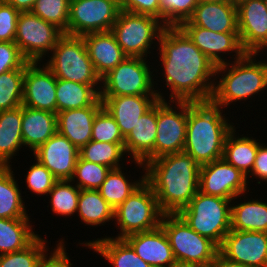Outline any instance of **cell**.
<instances>
[{
  "mask_svg": "<svg viewBox=\"0 0 267 267\" xmlns=\"http://www.w3.org/2000/svg\"><path fill=\"white\" fill-rule=\"evenodd\" d=\"M188 117V101H157V134L154 159L183 152Z\"/></svg>",
  "mask_w": 267,
  "mask_h": 267,
  "instance_id": "7c38bea8",
  "label": "cell"
},
{
  "mask_svg": "<svg viewBox=\"0 0 267 267\" xmlns=\"http://www.w3.org/2000/svg\"><path fill=\"white\" fill-rule=\"evenodd\" d=\"M105 110L115 119L125 138L158 100V96H114L100 97Z\"/></svg>",
  "mask_w": 267,
  "mask_h": 267,
  "instance_id": "603a6c76",
  "label": "cell"
},
{
  "mask_svg": "<svg viewBox=\"0 0 267 267\" xmlns=\"http://www.w3.org/2000/svg\"><path fill=\"white\" fill-rule=\"evenodd\" d=\"M47 58L44 64L57 79L101 85V78L95 71L82 36L64 33Z\"/></svg>",
  "mask_w": 267,
  "mask_h": 267,
  "instance_id": "5b68a950",
  "label": "cell"
},
{
  "mask_svg": "<svg viewBox=\"0 0 267 267\" xmlns=\"http://www.w3.org/2000/svg\"><path fill=\"white\" fill-rule=\"evenodd\" d=\"M218 249L228 260L248 267H267L266 232L231 229Z\"/></svg>",
  "mask_w": 267,
  "mask_h": 267,
  "instance_id": "2e32d148",
  "label": "cell"
},
{
  "mask_svg": "<svg viewBox=\"0 0 267 267\" xmlns=\"http://www.w3.org/2000/svg\"><path fill=\"white\" fill-rule=\"evenodd\" d=\"M199 0H159V20L166 27H179L193 14Z\"/></svg>",
  "mask_w": 267,
  "mask_h": 267,
  "instance_id": "b9f144b4",
  "label": "cell"
},
{
  "mask_svg": "<svg viewBox=\"0 0 267 267\" xmlns=\"http://www.w3.org/2000/svg\"><path fill=\"white\" fill-rule=\"evenodd\" d=\"M212 101H188L187 131L183 152L200 165L223 158L224 143L235 123ZM225 113V114H223ZM231 121V122H230Z\"/></svg>",
  "mask_w": 267,
  "mask_h": 267,
  "instance_id": "3957f363",
  "label": "cell"
},
{
  "mask_svg": "<svg viewBox=\"0 0 267 267\" xmlns=\"http://www.w3.org/2000/svg\"><path fill=\"white\" fill-rule=\"evenodd\" d=\"M76 216L85 226L101 227L114 221V208L107 203L98 190L82 189L78 198Z\"/></svg>",
  "mask_w": 267,
  "mask_h": 267,
  "instance_id": "836d02e7",
  "label": "cell"
},
{
  "mask_svg": "<svg viewBox=\"0 0 267 267\" xmlns=\"http://www.w3.org/2000/svg\"><path fill=\"white\" fill-rule=\"evenodd\" d=\"M161 226L171 245L176 262L197 267H212L218 246L194 231L179 214H164Z\"/></svg>",
  "mask_w": 267,
  "mask_h": 267,
  "instance_id": "9c48e42d",
  "label": "cell"
},
{
  "mask_svg": "<svg viewBox=\"0 0 267 267\" xmlns=\"http://www.w3.org/2000/svg\"><path fill=\"white\" fill-rule=\"evenodd\" d=\"M80 189L71 180H57L50 192L48 201L51 211L57 216L69 218L77 214Z\"/></svg>",
  "mask_w": 267,
  "mask_h": 267,
  "instance_id": "8d00e7d4",
  "label": "cell"
},
{
  "mask_svg": "<svg viewBox=\"0 0 267 267\" xmlns=\"http://www.w3.org/2000/svg\"><path fill=\"white\" fill-rule=\"evenodd\" d=\"M246 177L249 186H252L251 183L254 182V178L256 180L258 179V182H255L258 185L260 184L262 186L261 183L263 182L267 184V143L265 144L264 141L259 145L253 168Z\"/></svg>",
  "mask_w": 267,
  "mask_h": 267,
  "instance_id": "681fc988",
  "label": "cell"
},
{
  "mask_svg": "<svg viewBox=\"0 0 267 267\" xmlns=\"http://www.w3.org/2000/svg\"><path fill=\"white\" fill-rule=\"evenodd\" d=\"M82 248L93 250L101 255L110 265V267H152L143 261L133 250V248L124 240L112 238L109 236L96 237L92 240L78 242Z\"/></svg>",
  "mask_w": 267,
  "mask_h": 267,
  "instance_id": "4316f807",
  "label": "cell"
},
{
  "mask_svg": "<svg viewBox=\"0 0 267 267\" xmlns=\"http://www.w3.org/2000/svg\"><path fill=\"white\" fill-rule=\"evenodd\" d=\"M200 2H225V1H231V0H199Z\"/></svg>",
  "mask_w": 267,
  "mask_h": 267,
  "instance_id": "db71d44e",
  "label": "cell"
},
{
  "mask_svg": "<svg viewBox=\"0 0 267 267\" xmlns=\"http://www.w3.org/2000/svg\"><path fill=\"white\" fill-rule=\"evenodd\" d=\"M70 0H36L31 12L68 34Z\"/></svg>",
  "mask_w": 267,
  "mask_h": 267,
  "instance_id": "ab89813d",
  "label": "cell"
},
{
  "mask_svg": "<svg viewBox=\"0 0 267 267\" xmlns=\"http://www.w3.org/2000/svg\"><path fill=\"white\" fill-rule=\"evenodd\" d=\"M102 107V100L99 98L91 106L58 112L57 132L80 149L91 140L92 125Z\"/></svg>",
  "mask_w": 267,
  "mask_h": 267,
  "instance_id": "cb8c5ba5",
  "label": "cell"
},
{
  "mask_svg": "<svg viewBox=\"0 0 267 267\" xmlns=\"http://www.w3.org/2000/svg\"><path fill=\"white\" fill-rule=\"evenodd\" d=\"M231 203L230 199L198 191L178 214L194 231L219 247L231 230Z\"/></svg>",
  "mask_w": 267,
  "mask_h": 267,
  "instance_id": "8992f818",
  "label": "cell"
},
{
  "mask_svg": "<svg viewBox=\"0 0 267 267\" xmlns=\"http://www.w3.org/2000/svg\"><path fill=\"white\" fill-rule=\"evenodd\" d=\"M12 169V166H0V218H30L27 202L22 198L23 193Z\"/></svg>",
  "mask_w": 267,
  "mask_h": 267,
  "instance_id": "4dcf8cb0",
  "label": "cell"
},
{
  "mask_svg": "<svg viewBox=\"0 0 267 267\" xmlns=\"http://www.w3.org/2000/svg\"><path fill=\"white\" fill-rule=\"evenodd\" d=\"M240 126H237L228 133L225 143L223 158L233 165L236 169H239L246 176L251 172L259 145L261 140L252 134L240 135L236 130ZM246 135V136H244Z\"/></svg>",
  "mask_w": 267,
  "mask_h": 267,
  "instance_id": "f546056e",
  "label": "cell"
},
{
  "mask_svg": "<svg viewBox=\"0 0 267 267\" xmlns=\"http://www.w3.org/2000/svg\"><path fill=\"white\" fill-rule=\"evenodd\" d=\"M22 139L31 154L57 132V114L22 105Z\"/></svg>",
  "mask_w": 267,
  "mask_h": 267,
  "instance_id": "484cf974",
  "label": "cell"
},
{
  "mask_svg": "<svg viewBox=\"0 0 267 267\" xmlns=\"http://www.w3.org/2000/svg\"><path fill=\"white\" fill-rule=\"evenodd\" d=\"M264 3H265V6H266V8H267V0H264Z\"/></svg>",
  "mask_w": 267,
  "mask_h": 267,
  "instance_id": "9f6ffc18",
  "label": "cell"
},
{
  "mask_svg": "<svg viewBox=\"0 0 267 267\" xmlns=\"http://www.w3.org/2000/svg\"><path fill=\"white\" fill-rule=\"evenodd\" d=\"M21 127L22 105L0 111V166H12L17 153L24 150Z\"/></svg>",
  "mask_w": 267,
  "mask_h": 267,
  "instance_id": "f1b7e54d",
  "label": "cell"
},
{
  "mask_svg": "<svg viewBox=\"0 0 267 267\" xmlns=\"http://www.w3.org/2000/svg\"><path fill=\"white\" fill-rule=\"evenodd\" d=\"M91 140L103 143H124V137L119 126L104 107L95 116Z\"/></svg>",
  "mask_w": 267,
  "mask_h": 267,
  "instance_id": "7bdbcfd3",
  "label": "cell"
},
{
  "mask_svg": "<svg viewBox=\"0 0 267 267\" xmlns=\"http://www.w3.org/2000/svg\"><path fill=\"white\" fill-rule=\"evenodd\" d=\"M165 27L156 17L121 10L111 32L127 57L149 59L152 54L156 59L153 52Z\"/></svg>",
  "mask_w": 267,
  "mask_h": 267,
  "instance_id": "52a82bcc",
  "label": "cell"
},
{
  "mask_svg": "<svg viewBox=\"0 0 267 267\" xmlns=\"http://www.w3.org/2000/svg\"><path fill=\"white\" fill-rule=\"evenodd\" d=\"M158 42L156 56L159 60L154 64L155 67L156 64L157 67L161 65L158 68L160 72L157 67L154 68V80H157L154 81V87L158 98L191 102L211 101L216 65L180 27H165ZM160 81L165 83L164 89H169H166L165 93L161 92L162 88H158ZM166 92L170 95H166Z\"/></svg>",
  "mask_w": 267,
  "mask_h": 267,
  "instance_id": "6da1fadb",
  "label": "cell"
},
{
  "mask_svg": "<svg viewBox=\"0 0 267 267\" xmlns=\"http://www.w3.org/2000/svg\"><path fill=\"white\" fill-rule=\"evenodd\" d=\"M32 221L31 218H0V255L23 250L40 235Z\"/></svg>",
  "mask_w": 267,
  "mask_h": 267,
  "instance_id": "1f68e13d",
  "label": "cell"
},
{
  "mask_svg": "<svg viewBox=\"0 0 267 267\" xmlns=\"http://www.w3.org/2000/svg\"><path fill=\"white\" fill-rule=\"evenodd\" d=\"M124 240L143 261L152 267H169L176 262L161 225L150 231L128 235Z\"/></svg>",
  "mask_w": 267,
  "mask_h": 267,
  "instance_id": "44dd1931",
  "label": "cell"
},
{
  "mask_svg": "<svg viewBox=\"0 0 267 267\" xmlns=\"http://www.w3.org/2000/svg\"><path fill=\"white\" fill-rule=\"evenodd\" d=\"M63 34L31 11L20 12L14 42L28 62H43Z\"/></svg>",
  "mask_w": 267,
  "mask_h": 267,
  "instance_id": "8fae6325",
  "label": "cell"
},
{
  "mask_svg": "<svg viewBox=\"0 0 267 267\" xmlns=\"http://www.w3.org/2000/svg\"><path fill=\"white\" fill-rule=\"evenodd\" d=\"M57 242V244H56ZM65 238L62 237L59 240L55 241L56 247L47 249L38 264V267H73V262L71 263L69 253L67 252ZM49 251V252H48Z\"/></svg>",
  "mask_w": 267,
  "mask_h": 267,
  "instance_id": "7dc6e473",
  "label": "cell"
},
{
  "mask_svg": "<svg viewBox=\"0 0 267 267\" xmlns=\"http://www.w3.org/2000/svg\"><path fill=\"white\" fill-rule=\"evenodd\" d=\"M179 27L216 66L241 59L247 53L241 45L239 33L213 32L195 25Z\"/></svg>",
  "mask_w": 267,
  "mask_h": 267,
  "instance_id": "9a60e30c",
  "label": "cell"
},
{
  "mask_svg": "<svg viewBox=\"0 0 267 267\" xmlns=\"http://www.w3.org/2000/svg\"><path fill=\"white\" fill-rule=\"evenodd\" d=\"M250 189L246 175L224 158L200 167L199 191L203 194L233 200Z\"/></svg>",
  "mask_w": 267,
  "mask_h": 267,
  "instance_id": "5bb4252c",
  "label": "cell"
},
{
  "mask_svg": "<svg viewBox=\"0 0 267 267\" xmlns=\"http://www.w3.org/2000/svg\"><path fill=\"white\" fill-rule=\"evenodd\" d=\"M157 134V102L140 117L134 129L124 138V149L137 168L145 171V164L154 160V146Z\"/></svg>",
  "mask_w": 267,
  "mask_h": 267,
  "instance_id": "d6986e66",
  "label": "cell"
},
{
  "mask_svg": "<svg viewBox=\"0 0 267 267\" xmlns=\"http://www.w3.org/2000/svg\"><path fill=\"white\" fill-rule=\"evenodd\" d=\"M82 37L91 62L100 78L127 58L111 31L88 33Z\"/></svg>",
  "mask_w": 267,
  "mask_h": 267,
  "instance_id": "d4e9b609",
  "label": "cell"
},
{
  "mask_svg": "<svg viewBox=\"0 0 267 267\" xmlns=\"http://www.w3.org/2000/svg\"><path fill=\"white\" fill-rule=\"evenodd\" d=\"M120 11L119 0H70L68 34L111 31Z\"/></svg>",
  "mask_w": 267,
  "mask_h": 267,
  "instance_id": "4fadbf2b",
  "label": "cell"
},
{
  "mask_svg": "<svg viewBox=\"0 0 267 267\" xmlns=\"http://www.w3.org/2000/svg\"><path fill=\"white\" fill-rule=\"evenodd\" d=\"M41 235L23 250L0 255V267H38L43 253L50 249L49 241Z\"/></svg>",
  "mask_w": 267,
  "mask_h": 267,
  "instance_id": "f35d334b",
  "label": "cell"
},
{
  "mask_svg": "<svg viewBox=\"0 0 267 267\" xmlns=\"http://www.w3.org/2000/svg\"><path fill=\"white\" fill-rule=\"evenodd\" d=\"M7 4L12 5L20 12L31 11L36 0H4Z\"/></svg>",
  "mask_w": 267,
  "mask_h": 267,
  "instance_id": "f907efd6",
  "label": "cell"
},
{
  "mask_svg": "<svg viewBox=\"0 0 267 267\" xmlns=\"http://www.w3.org/2000/svg\"><path fill=\"white\" fill-rule=\"evenodd\" d=\"M19 14V10L4 0H0V41L11 42L15 40Z\"/></svg>",
  "mask_w": 267,
  "mask_h": 267,
  "instance_id": "bcb514c9",
  "label": "cell"
},
{
  "mask_svg": "<svg viewBox=\"0 0 267 267\" xmlns=\"http://www.w3.org/2000/svg\"><path fill=\"white\" fill-rule=\"evenodd\" d=\"M181 25H195L219 33H238L237 7L232 1L199 2Z\"/></svg>",
  "mask_w": 267,
  "mask_h": 267,
  "instance_id": "7402d4cb",
  "label": "cell"
},
{
  "mask_svg": "<svg viewBox=\"0 0 267 267\" xmlns=\"http://www.w3.org/2000/svg\"><path fill=\"white\" fill-rule=\"evenodd\" d=\"M122 169L126 170V165L125 168L122 166L111 169L106 175L102 185L97 189L100 195L114 209L122 204L145 180V174H143L145 171L141 173L138 179L134 177L133 180L131 174L128 175V173L124 172L125 170Z\"/></svg>",
  "mask_w": 267,
  "mask_h": 267,
  "instance_id": "e575fe53",
  "label": "cell"
},
{
  "mask_svg": "<svg viewBox=\"0 0 267 267\" xmlns=\"http://www.w3.org/2000/svg\"><path fill=\"white\" fill-rule=\"evenodd\" d=\"M36 160V161H35ZM25 174V184L27 185V192L40 197L48 195L57 179L53 174L34 158L33 163L29 166Z\"/></svg>",
  "mask_w": 267,
  "mask_h": 267,
  "instance_id": "ee69618b",
  "label": "cell"
},
{
  "mask_svg": "<svg viewBox=\"0 0 267 267\" xmlns=\"http://www.w3.org/2000/svg\"><path fill=\"white\" fill-rule=\"evenodd\" d=\"M164 213L150 187L144 182L114 209V226L120 230L112 238L124 239L128 235L153 230L161 225Z\"/></svg>",
  "mask_w": 267,
  "mask_h": 267,
  "instance_id": "ba28073f",
  "label": "cell"
},
{
  "mask_svg": "<svg viewBox=\"0 0 267 267\" xmlns=\"http://www.w3.org/2000/svg\"><path fill=\"white\" fill-rule=\"evenodd\" d=\"M25 68L0 74V111L22 105Z\"/></svg>",
  "mask_w": 267,
  "mask_h": 267,
  "instance_id": "74e56055",
  "label": "cell"
},
{
  "mask_svg": "<svg viewBox=\"0 0 267 267\" xmlns=\"http://www.w3.org/2000/svg\"><path fill=\"white\" fill-rule=\"evenodd\" d=\"M28 61L14 42L0 41V74L13 69L26 68Z\"/></svg>",
  "mask_w": 267,
  "mask_h": 267,
  "instance_id": "f6af8a7d",
  "label": "cell"
},
{
  "mask_svg": "<svg viewBox=\"0 0 267 267\" xmlns=\"http://www.w3.org/2000/svg\"><path fill=\"white\" fill-rule=\"evenodd\" d=\"M122 11L150 15L159 19V0H119Z\"/></svg>",
  "mask_w": 267,
  "mask_h": 267,
  "instance_id": "c3c4849f",
  "label": "cell"
},
{
  "mask_svg": "<svg viewBox=\"0 0 267 267\" xmlns=\"http://www.w3.org/2000/svg\"><path fill=\"white\" fill-rule=\"evenodd\" d=\"M236 7L243 49L247 53H267V8L264 0H242Z\"/></svg>",
  "mask_w": 267,
  "mask_h": 267,
  "instance_id": "e0dca14e",
  "label": "cell"
},
{
  "mask_svg": "<svg viewBox=\"0 0 267 267\" xmlns=\"http://www.w3.org/2000/svg\"><path fill=\"white\" fill-rule=\"evenodd\" d=\"M264 91L267 92V53H246L241 59L216 66L211 101L222 109L235 110L231 104L236 106L249 98L248 102H252L256 95L261 98L263 94L264 99Z\"/></svg>",
  "mask_w": 267,
  "mask_h": 267,
  "instance_id": "277c9868",
  "label": "cell"
},
{
  "mask_svg": "<svg viewBox=\"0 0 267 267\" xmlns=\"http://www.w3.org/2000/svg\"><path fill=\"white\" fill-rule=\"evenodd\" d=\"M169 267H197V266L192 265V264L182 263V262H175L171 264Z\"/></svg>",
  "mask_w": 267,
  "mask_h": 267,
  "instance_id": "f5cc1de1",
  "label": "cell"
},
{
  "mask_svg": "<svg viewBox=\"0 0 267 267\" xmlns=\"http://www.w3.org/2000/svg\"><path fill=\"white\" fill-rule=\"evenodd\" d=\"M233 3L238 4L242 0H231Z\"/></svg>",
  "mask_w": 267,
  "mask_h": 267,
  "instance_id": "11a10c76",
  "label": "cell"
},
{
  "mask_svg": "<svg viewBox=\"0 0 267 267\" xmlns=\"http://www.w3.org/2000/svg\"><path fill=\"white\" fill-rule=\"evenodd\" d=\"M248 193L240 194L232 200L231 229L267 232V201H264L262 197L249 199Z\"/></svg>",
  "mask_w": 267,
  "mask_h": 267,
  "instance_id": "83f0119b",
  "label": "cell"
},
{
  "mask_svg": "<svg viewBox=\"0 0 267 267\" xmlns=\"http://www.w3.org/2000/svg\"><path fill=\"white\" fill-rule=\"evenodd\" d=\"M149 60L151 58H125L101 78L100 97L157 96L154 87V63L158 59H153L154 62Z\"/></svg>",
  "mask_w": 267,
  "mask_h": 267,
  "instance_id": "30bf717a",
  "label": "cell"
},
{
  "mask_svg": "<svg viewBox=\"0 0 267 267\" xmlns=\"http://www.w3.org/2000/svg\"><path fill=\"white\" fill-rule=\"evenodd\" d=\"M30 155L44 165L57 180H70L79 157V149L56 132Z\"/></svg>",
  "mask_w": 267,
  "mask_h": 267,
  "instance_id": "ffe728a7",
  "label": "cell"
},
{
  "mask_svg": "<svg viewBox=\"0 0 267 267\" xmlns=\"http://www.w3.org/2000/svg\"><path fill=\"white\" fill-rule=\"evenodd\" d=\"M57 78L44 62H28L24 73L22 105L57 114Z\"/></svg>",
  "mask_w": 267,
  "mask_h": 267,
  "instance_id": "ac0fdd59",
  "label": "cell"
},
{
  "mask_svg": "<svg viewBox=\"0 0 267 267\" xmlns=\"http://www.w3.org/2000/svg\"><path fill=\"white\" fill-rule=\"evenodd\" d=\"M101 85H86L69 80L57 79V113L93 105L100 98Z\"/></svg>",
  "mask_w": 267,
  "mask_h": 267,
  "instance_id": "d6a6232c",
  "label": "cell"
},
{
  "mask_svg": "<svg viewBox=\"0 0 267 267\" xmlns=\"http://www.w3.org/2000/svg\"><path fill=\"white\" fill-rule=\"evenodd\" d=\"M126 155L124 143H103L90 140L79 149V157L81 159L105 165L110 169L124 166L125 160L126 163H130V161H127L126 157L128 156Z\"/></svg>",
  "mask_w": 267,
  "mask_h": 267,
  "instance_id": "d590c367",
  "label": "cell"
},
{
  "mask_svg": "<svg viewBox=\"0 0 267 267\" xmlns=\"http://www.w3.org/2000/svg\"><path fill=\"white\" fill-rule=\"evenodd\" d=\"M144 166L145 181L164 214H178L199 191L201 165L185 152L156 158Z\"/></svg>",
  "mask_w": 267,
  "mask_h": 267,
  "instance_id": "7a4b0ae2",
  "label": "cell"
},
{
  "mask_svg": "<svg viewBox=\"0 0 267 267\" xmlns=\"http://www.w3.org/2000/svg\"><path fill=\"white\" fill-rule=\"evenodd\" d=\"M111 169L105 165L89 162L78 157L74 173L70 179L80 190H97Z\"/></svg>",
  "mask_w": 267,
  "mask_h": 267,
  "instance_id": "60d3db41",
  "label": "cell"
},
{
  "mask_svg": "<svg viewBox=\"0 0 267 267\" xmlns=\"http://www.w3.org/2000/svg\"><path fill=\"white\" fill-rule=\"evenodd\" d=\"M212 267H248L241 263H237L231 260H228L224 256H222L219 252L216 254L215 260L213 262Z\"/></svg>",
  "mask_w": 267,
  "mask_h": 267,
  "instance_id": "816d5d0a",
  "label": "cell"
}]
</instances>
